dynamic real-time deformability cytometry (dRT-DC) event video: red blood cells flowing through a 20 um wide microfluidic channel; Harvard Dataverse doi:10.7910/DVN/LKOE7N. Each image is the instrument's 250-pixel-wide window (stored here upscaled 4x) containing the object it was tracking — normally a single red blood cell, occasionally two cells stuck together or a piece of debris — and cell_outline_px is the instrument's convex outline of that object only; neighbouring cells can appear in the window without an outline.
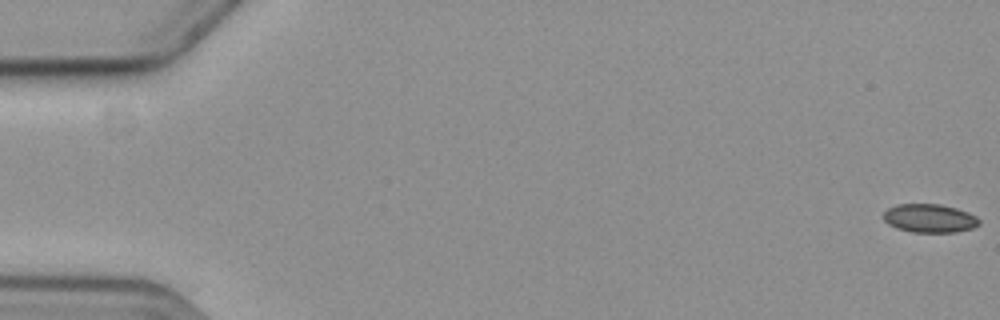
{"species": "common noctule bat (a hibernating species)", "species_latin": "Nyctalus noctula", "temperature_condition": "cold", "stored_images_in_passage": 14, "camera_frame_rate_fps": 3000, "um_per_image_px": 0.085, "animal": {"sex": "female", "body_mass_g": 19.3, "forearm_length_mm": 54.1}, "frame": {"image": 1, "passage_image": 1, "time_ms": 0.0, "image_size_px": [1000, 320], "cell_outline_px": [[980, 224], [972, 228], [956, 232], [912, 232], [896, 228], [888, 224], [884, 220], [884, 212], [888, 208], [896, 204], [940, 204], [956, 208], [968, 212], [976, 216], [980, 220]], "centroid_in_image_um": [79.02, 18.55], "position_along_channel_um": 6.0, "area_um2": 15.95}}